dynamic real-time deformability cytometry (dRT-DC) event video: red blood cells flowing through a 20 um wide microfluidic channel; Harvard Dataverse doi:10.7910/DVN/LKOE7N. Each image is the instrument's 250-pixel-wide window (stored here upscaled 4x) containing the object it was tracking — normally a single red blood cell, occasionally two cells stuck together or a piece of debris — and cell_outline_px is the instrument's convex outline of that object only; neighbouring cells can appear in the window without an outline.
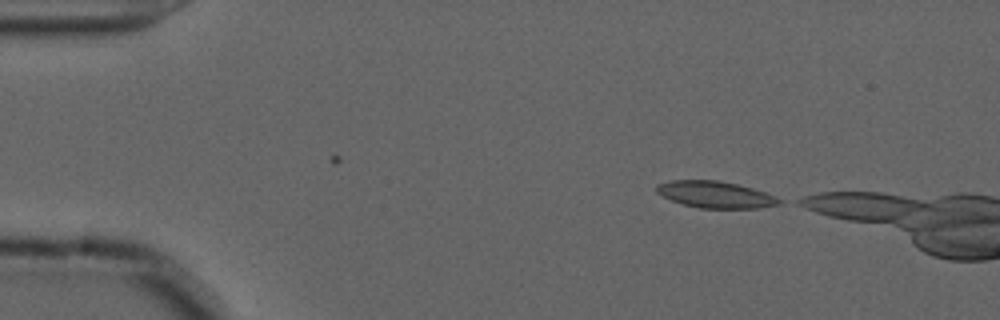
{"species": "common noctule bat (a hibernating species)", "species_latin": "Nyctalus noctula", "temperature_condition": "cold", "stored_images_in_passage": 5, "camera_frame_rate_fps": 3000, "um_per_image_px": 0.085, "animal": {"sex": "male", "forearm_length_mm": 52.5}, "frame": {"image": 1, "passage_image": 5, "time_ms": 1.333, "image_size_px": [1000, 320], "cell_outline_px": [[784, 200], [780, 204], [760, 208], [700, 208], [684, 204], [672, 200], [656, 192], [656, 184], [672, 180], [720, 180], [752, 188], [776, 196]], "centroid_in_image_um": [60.84, 16.53], "position_along_channel_um": 24.2, "area_um2": 19.02}}